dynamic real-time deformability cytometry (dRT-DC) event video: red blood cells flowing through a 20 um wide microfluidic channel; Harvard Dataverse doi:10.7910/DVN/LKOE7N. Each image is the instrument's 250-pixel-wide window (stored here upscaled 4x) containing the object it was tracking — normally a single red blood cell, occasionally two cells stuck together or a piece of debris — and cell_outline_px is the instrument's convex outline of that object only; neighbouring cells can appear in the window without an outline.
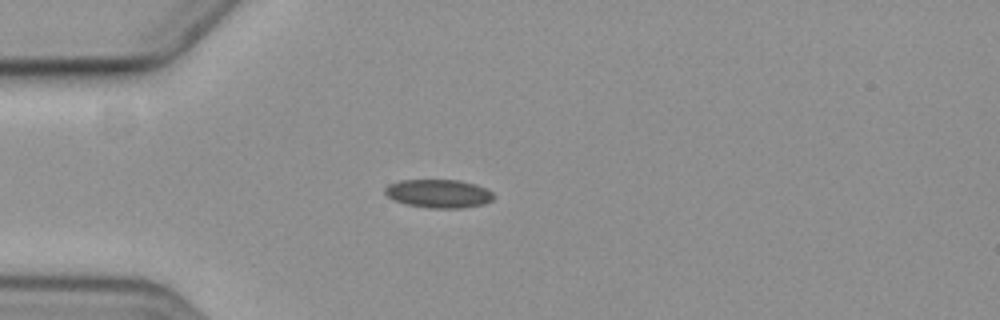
{"species": "common noctule bat (a hibernating species)", "species_latin": "Nyctalus noctula", "temperature_condition": "cold", "stored_images_in_passage": 4, "camera_frame_rate_fps": 3000, "um_per_image_px": 0.085, "animal": {"sex": "female", "body_mass_g": 19.3, "forearm_length_mm": 54.1}, "frame": {"image": 1, "passage_image": 4, "time_ms": 3.333, "image_size_px": [1000, 320], "cell_outline_px": [[496, 196], [492, 200], [484, 204], [464, 208], [428, 208], [408, 204], [392, 200], [384, 192], [384, 188], [388, 184], [400, 180], [460, 180], [476, 184], [492, 192]], "centroid_in_image_um": [37.29, 16.45], "position_along_channel_um": 47.7, "area_um2": 18.15}}